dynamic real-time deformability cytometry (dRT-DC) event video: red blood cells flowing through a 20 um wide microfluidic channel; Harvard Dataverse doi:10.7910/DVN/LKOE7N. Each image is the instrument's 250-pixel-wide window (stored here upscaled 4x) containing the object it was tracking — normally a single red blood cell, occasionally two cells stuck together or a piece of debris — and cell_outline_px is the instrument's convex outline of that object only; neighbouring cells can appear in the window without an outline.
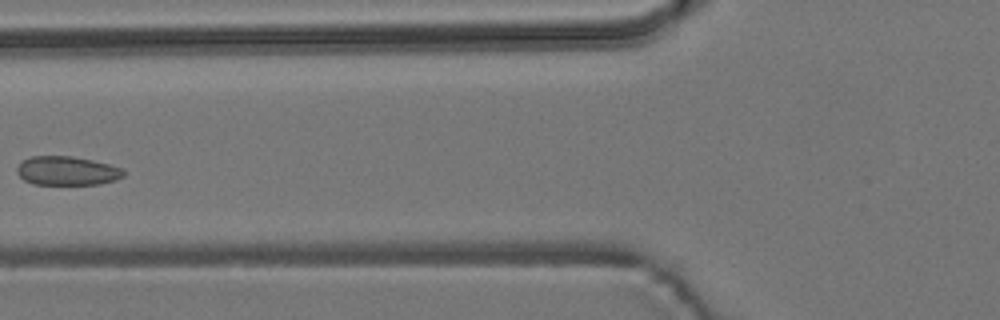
{"species": "common noctule bat (a hibernating species)", "species_latin": "Nyctalus noctula", "temperature_condition": "room temperature", "stored_images_in_passage": 5, "camera_frame_rate_fps": 3000, "um_per_image_px": 0.085, "animal": {"sex": "male", "body_mass_g": 19.2, "forearm_length_mm": 51.8}, "frame": {"image": 1, "passage_image": 4, "time_ms": 3.667, "image_size_px": [1000, 320], "cell_outline_px": [[124, 176], [116, 180], [100, 184], [36, 184], [24, 180], [16, 172], [16, 168], [28, 156], [72, 156], [92, 160], [124, 168]], "centroid_in_image_um": [5.71, 14.51], "position_along_channel_um": 120.1, "area_um2": 17.98}}
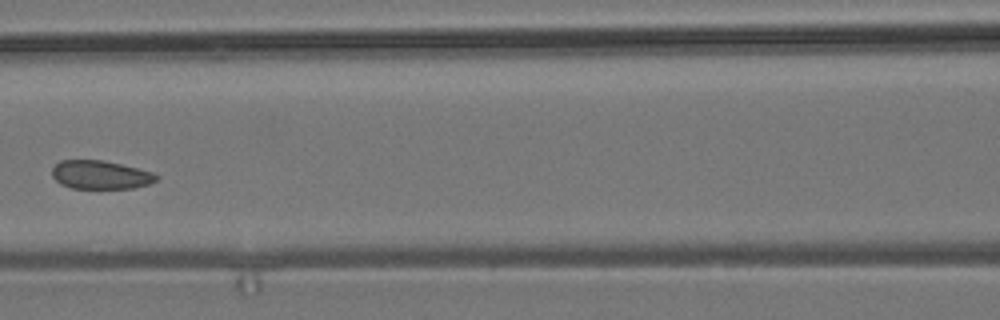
{"frame": {"image": 2, "passage_image": 5, "time_ms": 4.667, "image_size_px": [1000, 320], "cell_outline_px": [[160, 176], [156, 180], [148, 184], [132, 188], [72, 188], [60, 184], [52, 176], [52, 168], [60, 160], [104, 160], [152, 172]], "centroid_in_image_um": [8.52, 14.85], "position_along_channel_um": 158.1, "area_um2": 17.22}}